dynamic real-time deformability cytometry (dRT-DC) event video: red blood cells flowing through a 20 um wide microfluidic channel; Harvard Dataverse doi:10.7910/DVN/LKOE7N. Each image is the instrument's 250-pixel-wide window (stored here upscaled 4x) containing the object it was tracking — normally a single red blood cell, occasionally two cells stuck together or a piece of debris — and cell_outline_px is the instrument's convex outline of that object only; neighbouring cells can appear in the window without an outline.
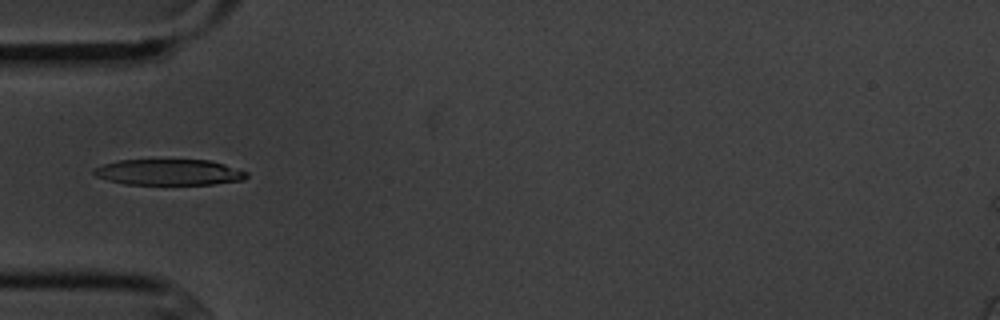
{"species": "common noctule bat (a hibernating species)", "species_latin": "Nyctalus noctula", "temperature_condition": "cold", "stored_images_in_passage": 2, "camera_frame_rate_fps": 3000, "um_per_image_px": 0.085, "animal": {"sex": "male", "body_mass_g": 20.1, "forearm_length_mm": 53.5}, "frame": {"image": 1, "passage_image": 1, "time_ms": 0.0, "image_size_px": [1000, 320], "cell_outline_px": [[248, 176], [244, 180], [212, 184], [124, 184], [108, 180], [96, 176], [92, 172], [92, 168], [104, 164], [120, 160], [208, 160], [224, 164], [248, 172]], "centroid_in_image_um": [14.36, 14.64], "position_along_channel_um": 70.6, "area_um2": 23.0}}
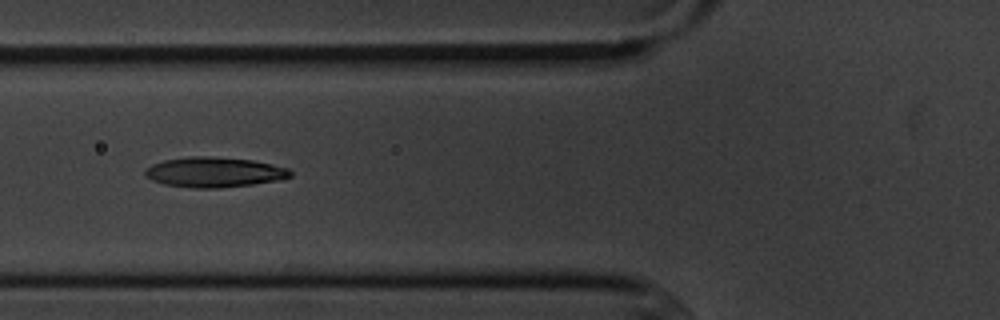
{"frame": {"image": 2, "passage_image": 2, "time_ms": 1.0, "image_size_px": [1000, 320], "cell_outline_px": [[292, 176], [276, 180], [252, 184], [216, 188], [192, 188], [164, 184], [152, 180], [144, 172], [152, 164], [164, 160], [188, 156], [208, 156], [252, 160], [272, 164], [288, 168], [292, 172]], "centroid_in_image_um": [18.21, 14.63], "position_along_channel_um": 107.6, "area_um2": 25.26}}